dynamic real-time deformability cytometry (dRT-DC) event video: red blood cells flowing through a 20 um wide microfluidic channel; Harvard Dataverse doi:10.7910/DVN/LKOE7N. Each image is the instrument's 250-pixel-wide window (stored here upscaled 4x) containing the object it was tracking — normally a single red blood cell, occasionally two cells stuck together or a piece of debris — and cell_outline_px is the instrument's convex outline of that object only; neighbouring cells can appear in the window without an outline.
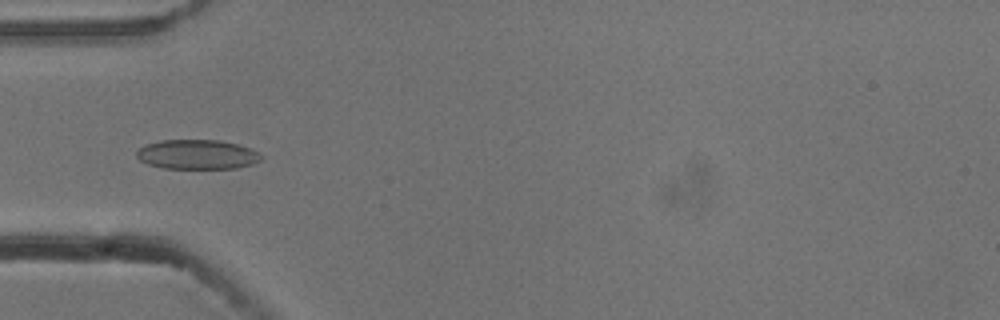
{"species": "common noctule bat (a hibernating species)", "species_latin": "Nyctalus noctula", "temperature_condition": "cold", "stored_images_in_passage": 5, "camera_frame_rate_fps": 3000, "um_per_image_px": 0.085, "animal": {"sex": "male", "body_mass_g": 13.3}, "frame": {"image": 1, "passage_image": 2, "time_ms": 0.333, "image_size_px": [1000, 320], "cell_outline_px": [[264, 156], [260, 160], [252, 164], [236, 168], [164, 168], [148, 164], [140, 160], [136, 156], [136, 152], [140, 148], [148, 144], [160, 140], [220, 140], [252, 148]], "centroid_in_image_um": [16.79, 13.12], "position_along_channel_um": 68.2, "area_um2": 21.39}}
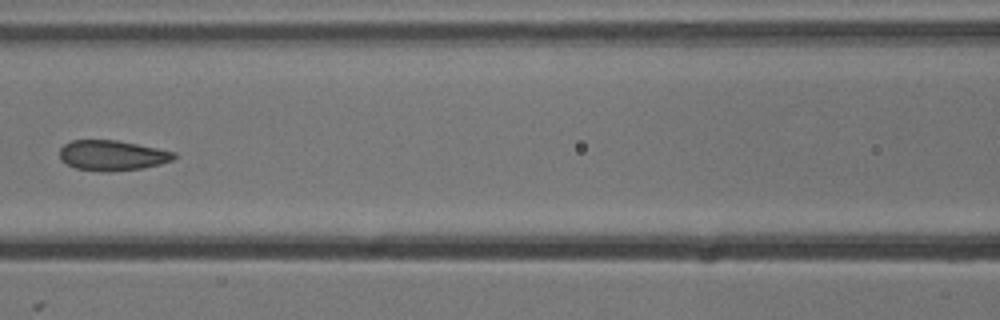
{"frame": {"image": 2, "passage_image": 4, "time_ms": 1.0, "image_size_px": [1000, 320], "cell_outline_px": [[176, 156], [172, 160], [160, 164], [144, 168], [108, 172], [104, 172], [76, 168], [60, 160], [60, 148], [64, 144], [72, 140], [116, 140], [176, 152]], "centroid_in_image_um": [9.53, 13.21], "position_along_channel_um": 157.1, "area_um2": 20.11}}
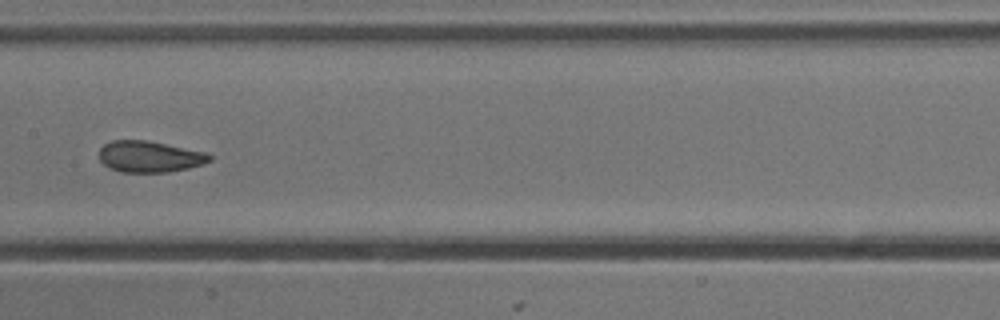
{"frame": {"image": 3, "passage_image": 5, "time_ms": 1.333, "image_size_px": [1000, 320], "cell_outline_px": [[212, 160], [204, 164], [188, 168], [168, 172], [120, 172], [108, 168], [100, 160], [100, 148], [104, 144], [112, 140], [144, 140], [204, 152], [212, 156]], "centroid_in_image_um": [12.69, 13.32], "position_along_channel_um": 194.7, "area_um2": 20.0}}